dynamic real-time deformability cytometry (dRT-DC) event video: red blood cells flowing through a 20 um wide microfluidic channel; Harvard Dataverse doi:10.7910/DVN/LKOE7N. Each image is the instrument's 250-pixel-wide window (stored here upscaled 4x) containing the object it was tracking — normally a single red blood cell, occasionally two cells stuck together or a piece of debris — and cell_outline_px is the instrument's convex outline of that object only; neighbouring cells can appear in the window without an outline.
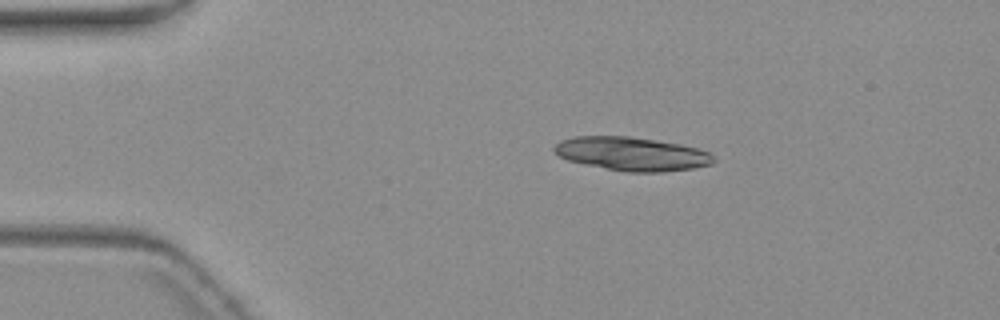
{"species": "common noctule bat (a hibernating species)", "species_latin": "Nyctalus noctula", "temperature_condition": "warm", "stored_images_in_passage": 5, "camera_frame_rate_fps": 3000, "um_per_image_px": 0.085, "animal": {"sex": "female", "body_mass_g": 19.3, "forearm_length_mm": 54.1}, "frame": {"image": 1, "passage_image": 1, "time_ms": 0.0, "image_size_px": [1000, 320], "cell_outline_px": [[716, 160], [712, 164], [692, 168], [664, 172], [628, 172], [568, 160], [560, 156], [552, 148], [560, 140], [572, 136], [628, 136], [656, 140], [680, 144], [696, 148], [708, 152], [716, 156]], "centroid_in_image_um": [53.74, 13.07], "position_along_channel_um": 31.3, "area_um2": 31.04}}
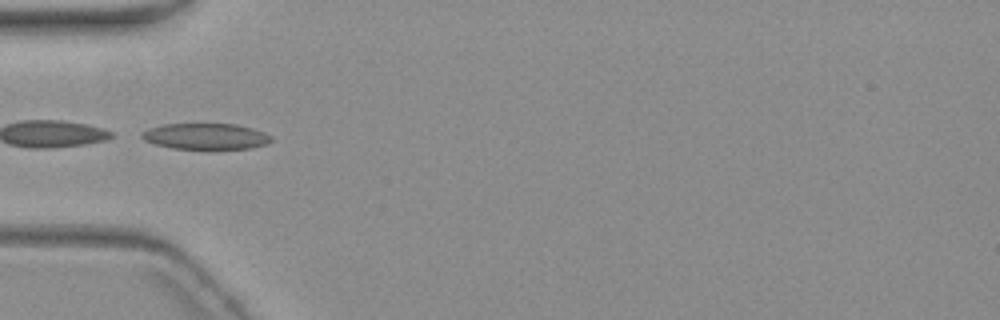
{"frame": {"image": 2, "passage_image": 3, "time_ms": 2.667, "image_size_px": [1000, 320], "cell_outline_px": [[272, 140], [268, 144], [252, 148], [172, 148], [156, 144], [144, 140], [140, 136], [140, 132], [148, 128], [164, 124], [236, 124], [252, 128], [264, 132], [272, 136]], "centroid_in_image_um": [17.49, 11.58], "position_along_channel_um": 67.5, "area_um2": 19.54}}
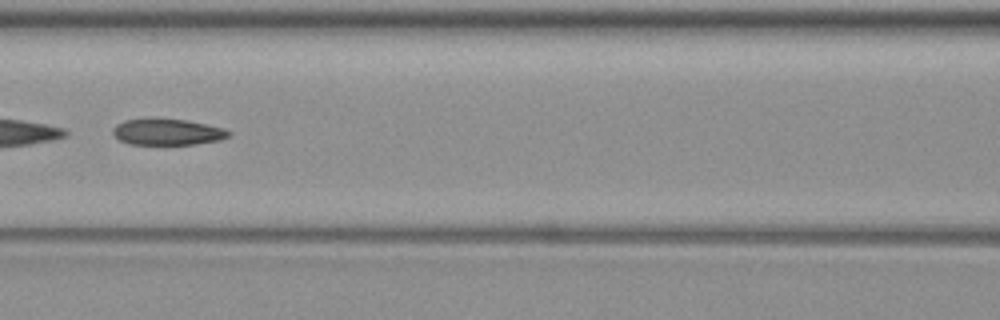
{"frame": {"image": 3, "passage_image": 5, "time_ms": 5.0, "image_size_px": [1000, 320], "cell_outline_px": [[232, 136], [220, 140], [196, 144], [128, 144], [120, 140], [112, 132], [112, 128], [116, 124], [124, 120], [152, 116], [184, 120], [224, 128], [232, 132]], "centroid_in_image_um": [14.21, 11.19], "position_along_channel_um": 152.4, "area_um2": 18.21}}